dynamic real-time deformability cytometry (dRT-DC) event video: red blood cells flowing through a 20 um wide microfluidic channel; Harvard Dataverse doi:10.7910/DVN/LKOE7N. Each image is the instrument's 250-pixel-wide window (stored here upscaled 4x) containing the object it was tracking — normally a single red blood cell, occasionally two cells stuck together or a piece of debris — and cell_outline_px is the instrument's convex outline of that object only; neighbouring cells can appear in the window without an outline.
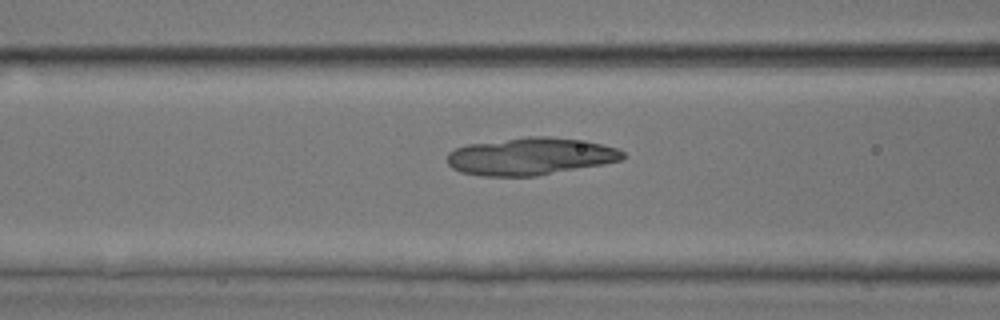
{"species": "common noctule bat (a hibernating species)", "species_latin": "Nyctalus noctula", "temperature_condition": "room temperature", "stored_images_in_passage": 53, "camera_frame_rate_fps": 3000, "um_per_image_px": 0.085, "animal": {"sex": "male", "body_mass_g": 17.9, "forearm_length_mm": 54.2}, "frame": {"image": 1, "passage_image": 22, "time_ms": 7.0, "image_size_px": [1000, 320], "cell_outline_px": [[624, 156], [620, 160], [600, 164], [536, 176], [480, 176], [460, 172], [452, 168], [448, 164], [448, 152], [456, 148], [468, 144], [528, 136], [548, 136], [576, 140], [600, 144], [616, 148], [624, 152]], "centroid_in_image_um": [45.01, 13.29], "position_along_channel_um": 121.6, "area_um2": 37.8}}
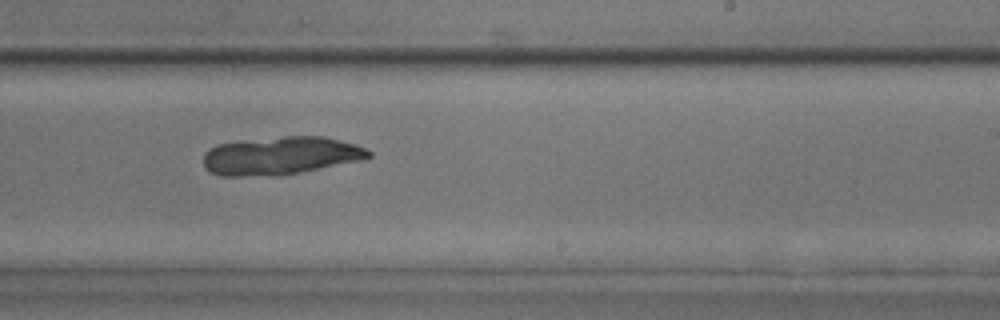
{"frame": {"image": 2, "passage_image": 33, "time_ms": 10.667, "image_size_px": [1000, 320], "cell_outline_px": [[372, 156], [364, 160], [276, 176], [220, 176], [204, 168], [204, 152], [208, 148], [216, 144], [284, 136], [324, 136], [356, 144], [372, 152]], "centroid_in_image_um": [23.86, 13.23], "position_along_channel_um": 265.1, "area_um2": 36.7}}
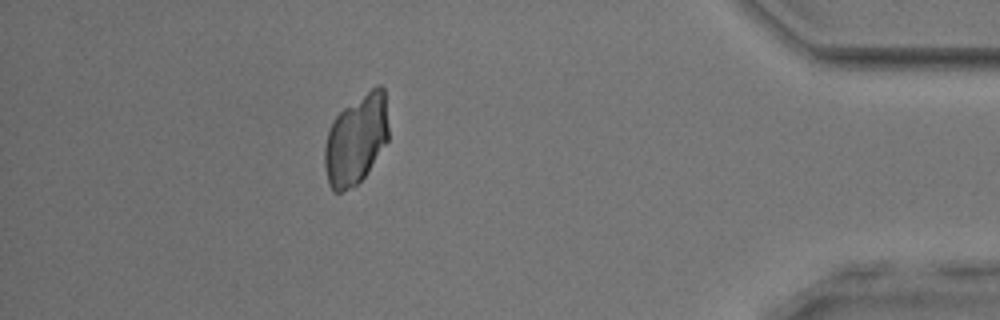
{"frame": {"image": 3, "passage_image": 47, "time_ms": 15.333, "image_size_px": [1000, 320], "cell_outline_px": [[388, 140], [364, 176], [356, 184], [340, 192], [332, 192], [328, 184], [324, 168], [324, 148], [328, 128], [332, 120], [344, 108], [376, 84], [380, 84], [384, 88], [388, 128]], "centroid_in_image_um": [30.24, 11.85], "position_along_channel_um": 405.0, "area_um2": 33.47}}